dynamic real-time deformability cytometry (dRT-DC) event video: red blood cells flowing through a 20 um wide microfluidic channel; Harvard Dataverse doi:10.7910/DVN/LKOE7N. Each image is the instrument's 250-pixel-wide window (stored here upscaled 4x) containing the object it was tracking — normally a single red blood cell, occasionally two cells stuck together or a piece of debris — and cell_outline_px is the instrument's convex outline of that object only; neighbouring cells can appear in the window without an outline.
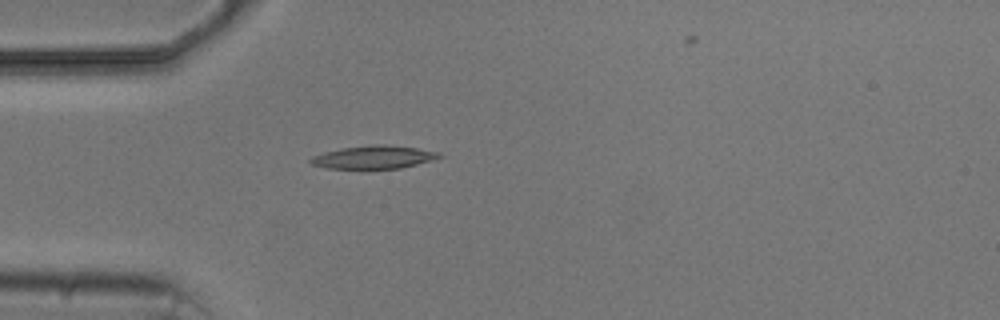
{"species": "common noctule bat (a hibernating species)", "species_latin": "Nyctalus noctula", "temperature_condition": "cold", "stored_images_in_passage": 2, "camera_frame_rate_fps": 3000, "um_per_image_px": 0.085, "animal": {"sex": "male", "body_mass_g": 20.5, "forearm_length_mm": 52.5}, "frame": {"image": 1, "passage_image": 1, "time_ms": 0.0, "image_size_px": [1000, 320], "cell_outline_px": [[444, 156], [432, 160], [400, 168], [328, 168], [312, 164], [308, 160], [312, 156], [324, 152], [344, 148], [376, 144], [384, 144], [416, 148], [440, 152]], "centroid_in_image_um": [31.79, 13.35], "position_along_channel_um": 53.2, "area_um2": 16.99}}